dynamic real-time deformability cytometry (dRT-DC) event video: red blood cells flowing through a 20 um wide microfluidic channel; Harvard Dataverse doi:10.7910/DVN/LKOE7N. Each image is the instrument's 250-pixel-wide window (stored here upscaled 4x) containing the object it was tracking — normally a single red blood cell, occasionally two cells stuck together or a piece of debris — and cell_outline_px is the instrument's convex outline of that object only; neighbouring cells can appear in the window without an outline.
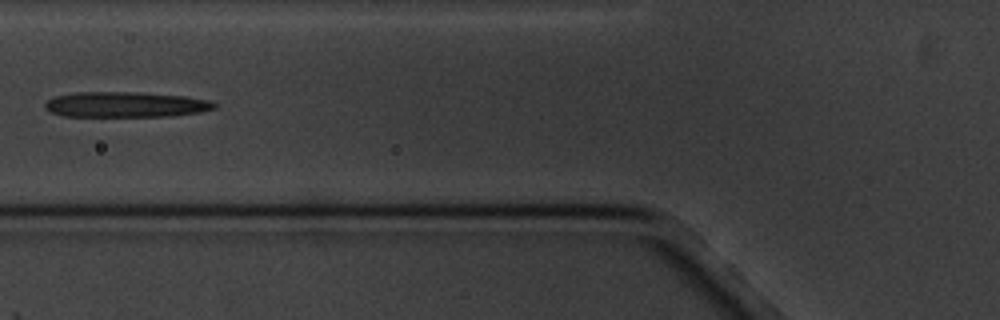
{"species": "common noctule bat (a hibernating species)", "species_latin": "Nyctalus noctula", "temperature_condition": "cold", "stored_images_in_passage": 8, "camera_frame_rate_fps": 3000, "um_per_image_px": 0.085, "animal": {"sex": "male", "body_mass_g": 20.1, "forearm_length_mm": 53.5}, "frame": {"image": 1, "passage_image": 5, "time_ms": 4.667, "image_size_px": [1000, 320], "cell_outline_px": [[216, 108], [196, 112], [172, 116], [64, 116], [52, 112], [44, 108], [44, 104], [48, 100], [56, 96], [80, 92], [136, 92], [184, 96], [208, 100], [216, 104]], "centroid_in_image_um": [10.66, 8.88], "position_along_channel_um": 115.1, "area_um2": 24.8}}
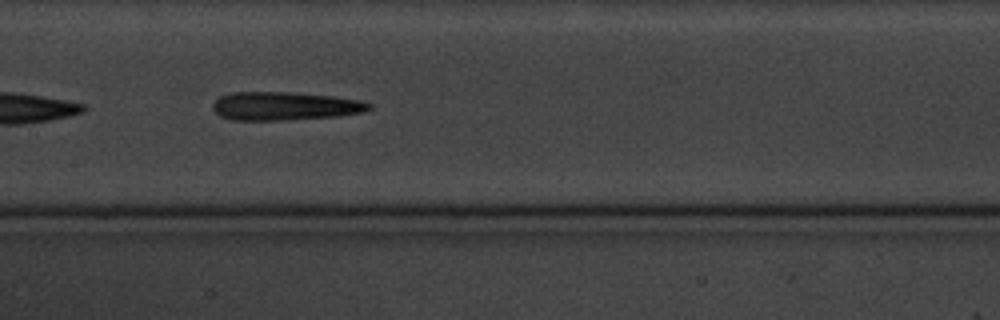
{"frame": {"image": 2, "passage_image": 7, "time_ms": 6.667, "image_size_px": [1000, 320], "cell_outline_px": [[372, 108], [364, 112], [336, 116], [284, 120], [232, 120], [220, 116], [212, 108], [212, 104], [220, 96], [232, 92], [288, 92], [332, 96], [360, 100], [372, 104]], "centroid_in_image_um": [24.2, 9.01], "position_along_channel_um": 183.2, "area_um2": 25.84}}
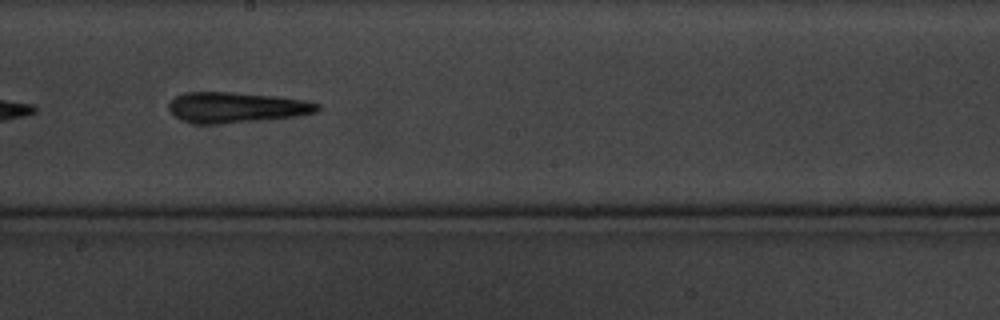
{"frame": {"image": 3, "passage_image": 8, "time_ms": 8.0, "image_size_px": [1000, 320], "cell_outline_px": [[320, 108], [316, 112], [300, 116], [216, 124], [196, 124], [180, 120], [168, 108], [168, 104], [176, 96], [184, 92], [232, 92], [276, 96], [304, 100], [320, 104]], "centroid_in_image_um": [20.08, 9.13], "position_along_channel_um": 228.1, "area_um2": 26.47}}